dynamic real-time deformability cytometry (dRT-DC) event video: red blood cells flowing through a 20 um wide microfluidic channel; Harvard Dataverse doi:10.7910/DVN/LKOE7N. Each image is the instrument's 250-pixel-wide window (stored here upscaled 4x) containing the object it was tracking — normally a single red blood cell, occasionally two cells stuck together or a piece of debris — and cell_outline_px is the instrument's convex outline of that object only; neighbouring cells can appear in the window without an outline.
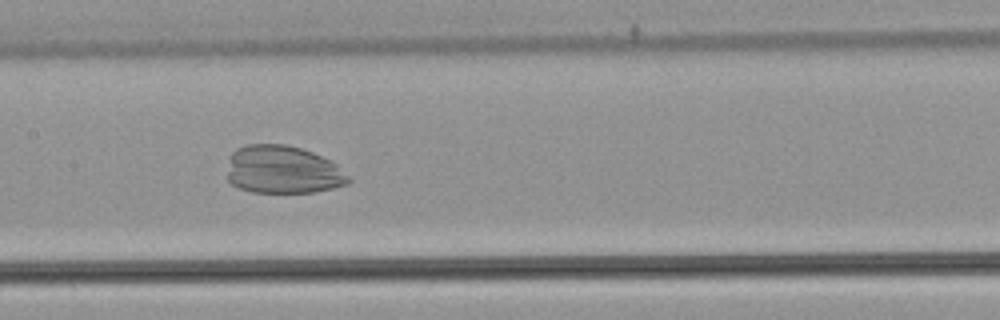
{"species": "common noctule bat (a hibernating species)", "species_latin": "Nyctalus noctula", "temperature_condition": "warm", "stored_images_in_passage": 50, "camera_frame_rate_fps": 3000, "um_per_image_px": 0.085, "animal": {"sex": "male", "body_mass_g": 21.5, "forearm_length_mm": 52.0}, "frame": {"image": 1, "passage_image": 27, "time_ms": 8.667, "image_size_px": [1000, 320], "cell_outline_px": [[352, 180], [348, 184], [316, 192], [252, 192], [240, 188], [232, 184], [228, 180], [228, 172], [232, 152], [236, 148], [248, 144], [284, 144], [300, 148], [312, 152], [332, 160]], "centroid_in_image_um": [24.06, 14.43], "position_along_channel_um": 183.3, "area_um2": 33.87}}
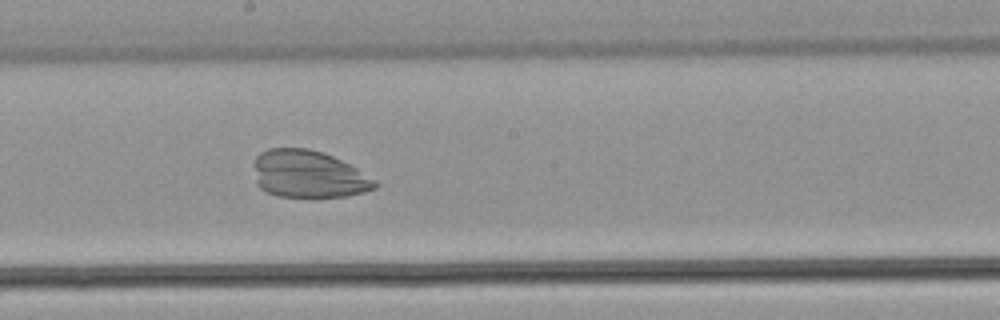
{"frame": {"image": 2, "passage_image": 30, "time_ms": 9.667, "image_size_px": [1000, 320], "cell_outline_px": [[380, 184], [376, 188], [364, 192], [348, 196], [280, 196], [264, 192], [256, 184], [252, 164], [256, 156], [260, 152], [268, 148], [308, 148], [324, 152], [356, 168], [376, 180]], "centroid_in_image_um": [26.18, 14.79], "position_along_channel_um": 222.0, "area_um2": 33.64}}
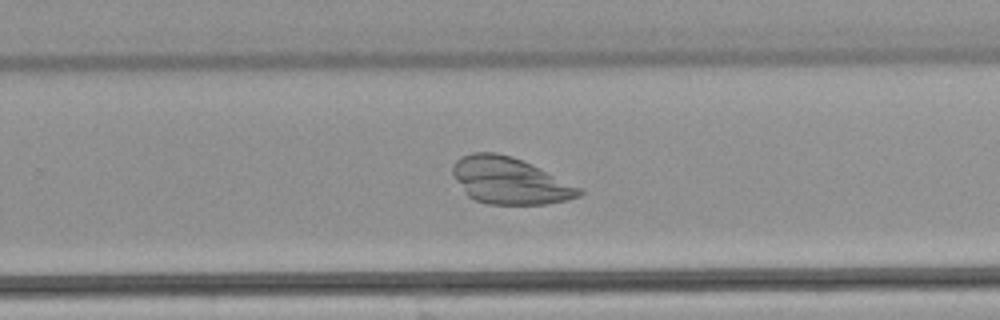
{"frame": {"image": 3, "passage_image": 35, "time_ms": 11.333, "image_size_px": [1000, 320], "cell_outline_px": [[584, 192], [580, 196], [568, 200], [544, 204], [488, 204], [476, 200], [468, 196], [452, 176], [452, 164], [460, 156], [472, 152], [496, 152], [512, 156], [532, 164], [580, 188]], "centroid_in_image_um": [43.28, 15.35], "position_along_channel_um": 286.5, "area_um2": 34.39}}